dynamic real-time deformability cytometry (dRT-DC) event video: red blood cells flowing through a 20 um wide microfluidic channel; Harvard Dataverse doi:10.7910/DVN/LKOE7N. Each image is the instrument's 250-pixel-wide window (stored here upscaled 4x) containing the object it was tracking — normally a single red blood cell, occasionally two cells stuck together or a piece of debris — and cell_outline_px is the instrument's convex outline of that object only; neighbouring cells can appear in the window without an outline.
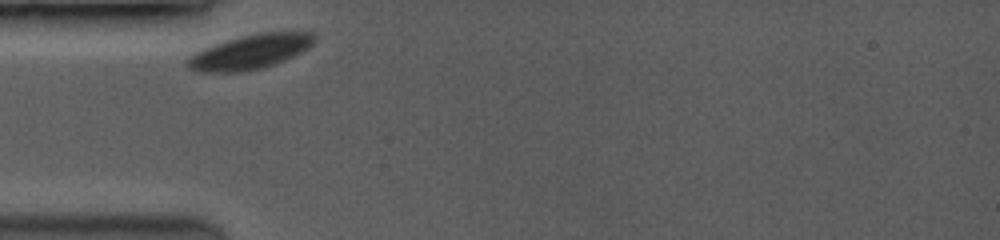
{"species": "common noctule bat (a hibernating species)", "species_latin": "Nyctalus noctula", "temperature_condition": "room temperature", "stored_images_in_passage": 2, "camera_frame_rate_fps": 3500, "um_per_image_px": 0.085, "animal": {"sex": "female", "body_mass_g": 19.0, "forearm_length_mm": 53.3}, "frame": {"image": 1, "passage_image": 1, "time_ms": 0.0, "image_size_px": [1000, 240], "cell_outline_px": [[316, 40], [308, 48], [284, 60], [260, 68], [240, 72], [196, 72], [188, 68], [184, 64], [184, 60], [192, 52], [240, 36], [256, 32], [312, 32], [316, 36]], "centroid_in_image_um": [21.19, 4.41], "position_along_channel_um": 63.8, "area_um2": 25.61}}